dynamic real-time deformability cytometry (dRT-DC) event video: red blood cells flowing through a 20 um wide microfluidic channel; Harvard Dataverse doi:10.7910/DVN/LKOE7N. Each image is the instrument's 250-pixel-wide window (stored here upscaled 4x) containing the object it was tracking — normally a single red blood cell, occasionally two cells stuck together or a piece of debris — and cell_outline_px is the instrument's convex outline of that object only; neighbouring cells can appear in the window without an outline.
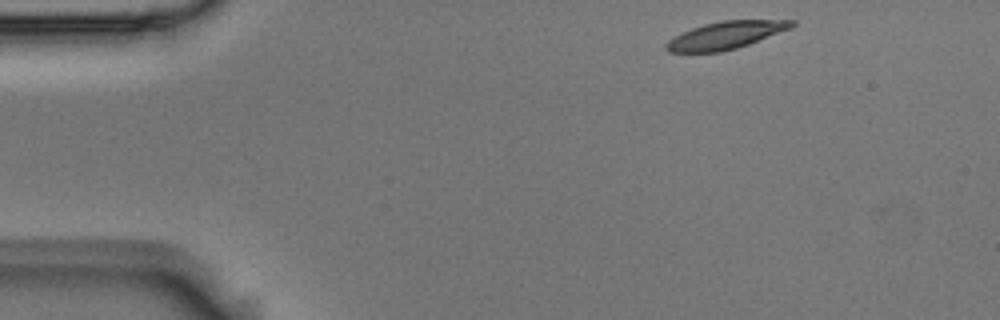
{"species": "Egyptian fruit bat (a non-hibernating species)", "species_latin": "Rousettus aegyptiacus", "temperature_condition": "room temperature", "stored_images_in_passage": 8, "camera_frame_rate_fps": 3000, "um_per_image_px": 0.085, "animal": {"sex": "male"}, "frame": {"image": 1, "passage_image": 1, "time_ms": 0.0, "image_size_px": [1000, 320], "cell_outline_px": [[796, 24], [792, 28], [748, 44], [736, 48], [720, 52], [668, 52], [664, 48], [664, 44], [668, 40], [692, 28], [704, 24], [720, 20], [796, 20]], "centroid_in_image_um": [61.69, 2.99], "position_along_channel_um": 23.3, "area_um2": 20.06}}
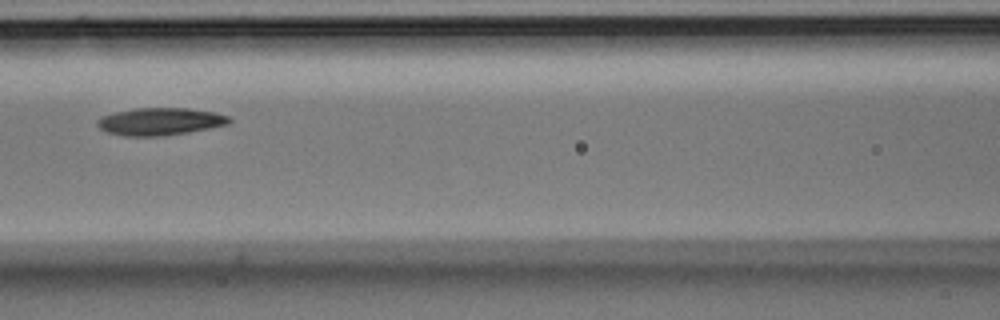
{"frame": {"image": 2, "passage_image": 5, "time_ms": 1.333, "image_size_px": [1000, 320], "cell_outline_px": [[232, 120], [228, 124], [188, 132], [160, 136], [124, 136], [108, 132], [100, 128], [96, 124], [96, 120], [100, 116], [116, 112], [136, 108], [188, 108], [212, 112], [228, 116]], "centroid_in_image_um": [13.57, 10.32], "position_along_channel_um": 153.0, "area_um2": 20.92}}
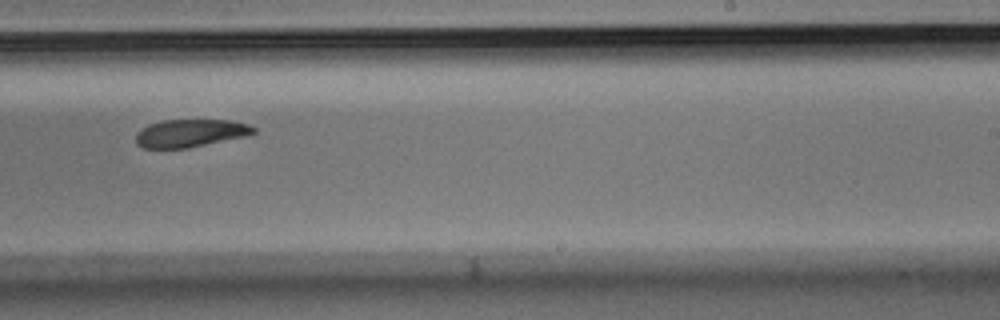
{"frame": {"image": 3, "passage_image": 8, "time_ms": 2.333, "image_size_px": [1000, 320], "cell_outline_px": [[256, 132], [252, 136], [188, 148], [144, 148], [136, 144], [136, 132], [140, 128], [148, 124], [160, 120], [228, 120], [248, 124], [256, 128]], "centroid_in_image_um": [16.21, 11.32], "position_along_channel_um": 272.8, "area_um2": 19.54}}